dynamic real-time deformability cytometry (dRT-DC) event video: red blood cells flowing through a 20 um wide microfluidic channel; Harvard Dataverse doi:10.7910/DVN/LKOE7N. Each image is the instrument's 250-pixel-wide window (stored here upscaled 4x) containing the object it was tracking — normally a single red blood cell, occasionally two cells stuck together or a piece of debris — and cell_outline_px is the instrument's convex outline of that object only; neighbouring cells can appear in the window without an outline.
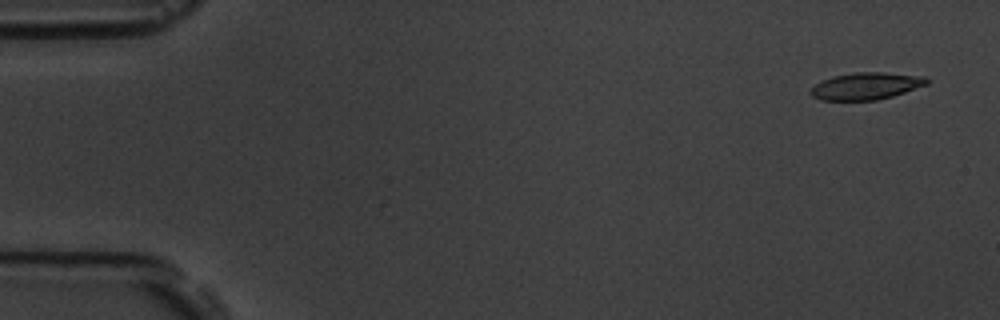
{"species": "common noctule bat (a hibernating species)", "species_latin": "Nyctalus noctula", "temperature_condition": "room temperature", "stored_images_in_passage": 5, "camera_frame_rate_fps": 3000, "um_per_image_px": 0.085, "animal": {"sex": "male", "body_mass_g": 19.5, "forearm_length_mm": 54.6}, "frame": {"image": 1, "passage_image": 1, "time_ms": 0.0, "image_size_px": [1000, 320], "cell_outline_px": [[928, 84], [892, 96], [876, 100], [820, 100], [812, 96], [808, 92], [820, 80], [832, 76], [856, 72], [884, 72], [924, 76], [928, 80]], "centroid_in_image_um": [73.58, 7.31], "position_along_channel_um": 11.4, "area_um2": 18.32}}
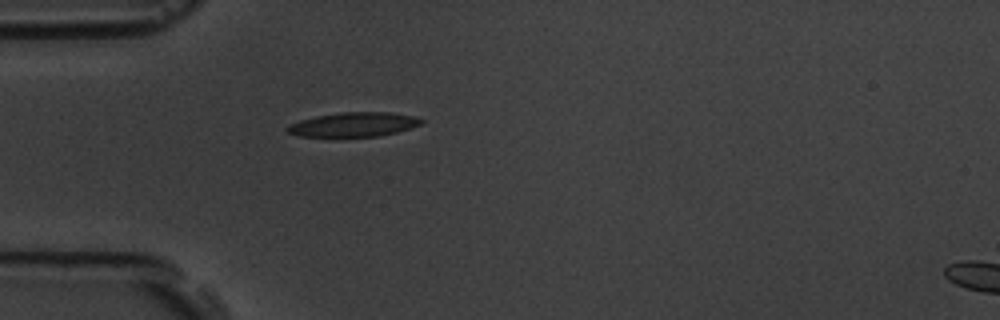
{"frame": {"image": 2, "passage_image": 5, "time_ms": 4.667, "image_size_px": [1000, 320], "cell_outline_px": [[424, 120], [420, 124], [396, 132], [380, 136], [336, 140], [300, 136], [288, 132], [284, 128], [300, 120], [316, 116], [340, 112], [388, 112], [416, 116]], "centroid_in_image_um": [29.99, 10.63], "position_along_channel_um": 55.0, "area_um2": 19.88}}